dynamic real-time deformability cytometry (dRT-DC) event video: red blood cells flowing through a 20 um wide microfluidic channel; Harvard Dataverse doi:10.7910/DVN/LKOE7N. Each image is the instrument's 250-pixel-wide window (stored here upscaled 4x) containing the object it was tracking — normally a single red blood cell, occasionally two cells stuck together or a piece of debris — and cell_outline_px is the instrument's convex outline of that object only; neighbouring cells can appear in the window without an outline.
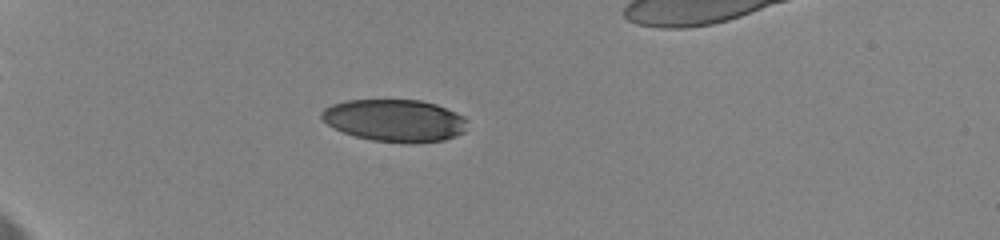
{"species": "human", "species_latin": "Homo sapiens", "temperature_condition": "cold", "stored_images_in_passage": 14, "camera_frame_rate_fps": 3000, "um_per_image_px": 0.085, "donor": {"sex": "female"}, "frame": {"image": 1, "passage_image": 12, "time_ms": 4.667, "image_size_px": [1000, 240], "cell_outline_px": [[468, 120], [464, 132], [456, 136], [444, 140], [408, 144], [372, 140], [356, 136], [344, 132], [328, 124], [320, 116], [320, 112], [324, 108], [332, 104], [348, 100], [420, 100], [436, 104], [456, 112], [464, 116]], "centroid_in_image_um": [33.59, 10.24], "position_along_channel_um": 51.4, "area_um2": 36.01}}
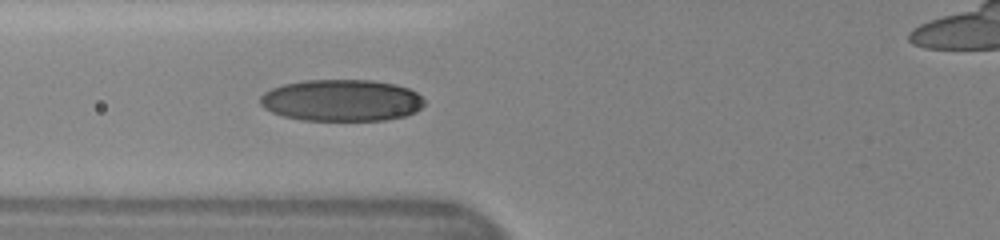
{"frame": {"image": 2, "passage_image": 14, "time_ms": 7.0, "image_size_px": [1000, 240], "cell_outline_px": [[424, 104], [416, 112], [404, 116], [384, 120], [304, 120], [284, 116], [272, 112], [264, 108], [260, 104], [260, 96], [264, 92], [272, 88], [284, 84], [304, 80], [372, 80], [396, 84], [408, 88], [416, 92], [424, 100]], "centroid_in_image_um": [29.03, 8.52], "position_along_channel_um": 96.8, "area_um2": 39.94}}